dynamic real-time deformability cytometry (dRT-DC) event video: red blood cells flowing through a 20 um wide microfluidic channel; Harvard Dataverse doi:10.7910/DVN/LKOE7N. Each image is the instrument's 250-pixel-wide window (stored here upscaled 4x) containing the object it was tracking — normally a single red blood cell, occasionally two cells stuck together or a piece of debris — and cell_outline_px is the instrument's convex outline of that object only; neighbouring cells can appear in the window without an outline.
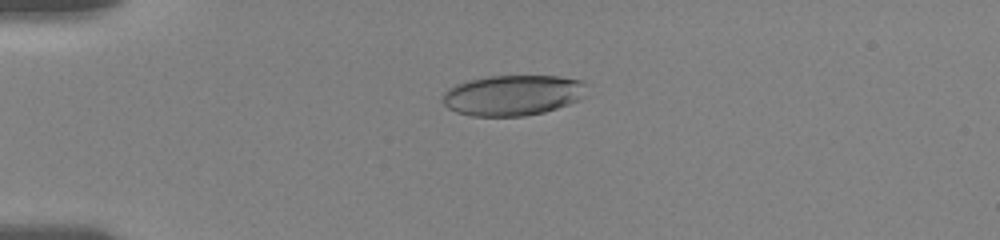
{"species": "human", "species_latin": "Homo sapiens", "temperature_condition": "room temperature", "stored_images_in_passage": 28, "camera_frame_rate_fps": 3000, "um_per_image_px": 0.085, "donor": {"sex": "female"}, "frame": {"image": 1, "passage_image": 13, "time_ms": 4.333, "image_size_px": [1000, 240], "cell_outline_px": [[588, 96], [580, 100], [544, 112], [524, 116], [472, 116], [456, 112], [448, 108], [444, 104], [444, 92], [448, 88], [456, 84], [468, 80], [488, 76], [560, 76], [584, 80], [588, 84]], "centroid_in_image_um": [43.67, 8.08], "position_along_channel_um": 41.3, "area_um2": 34.51}}
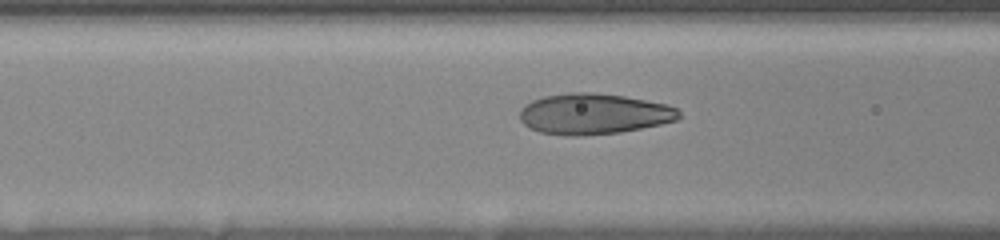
{"frame": {"image": 2, "passage_image": 22, "time_ms": 7.333, "image_size_px": [1000, 240], "cell_outline_px": [[680, 116], [676, 120], [660, 124], [620, 132], [584, 136], [564, 136], [540, 132], [528, 128], [520, 120], [520, 108], [524, 104], [532, 100], [544, 96], [568, 92], [592, 92], [624, 96], [668, 104], [676, 108], [680, 112]], "centroid_in_image_um": [50.42, 9.68], "position_along_channel_um": 116.2, "area_um2": 38.15}}
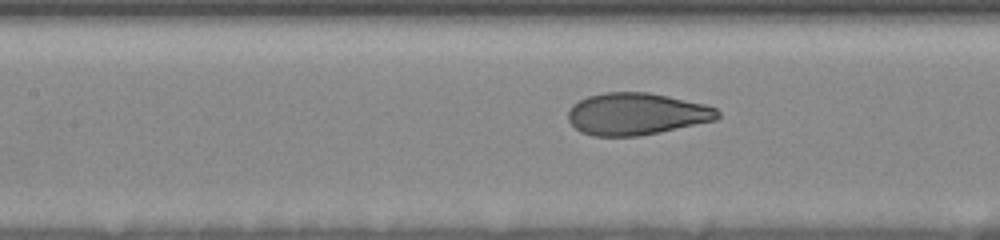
{"frame": {"image": 3, "passage_image": 26, "time_ms": 8.333, "image_size_px": [1000, 240], "cell_outline_px": [[720, 116], [716, 120], [660, 132], [636, 136], [592, 136], [580, 132], [568, 120], [568, 112], [572, 104], [588, 96], [604, 92], [648, 92], [668, 96], [704, 104], [716, 108], [720, 112]], "centroid_in_image_um": [54.09, 9.68], "position_along_channel_um": 153.3, "area_um2": 36.65}}